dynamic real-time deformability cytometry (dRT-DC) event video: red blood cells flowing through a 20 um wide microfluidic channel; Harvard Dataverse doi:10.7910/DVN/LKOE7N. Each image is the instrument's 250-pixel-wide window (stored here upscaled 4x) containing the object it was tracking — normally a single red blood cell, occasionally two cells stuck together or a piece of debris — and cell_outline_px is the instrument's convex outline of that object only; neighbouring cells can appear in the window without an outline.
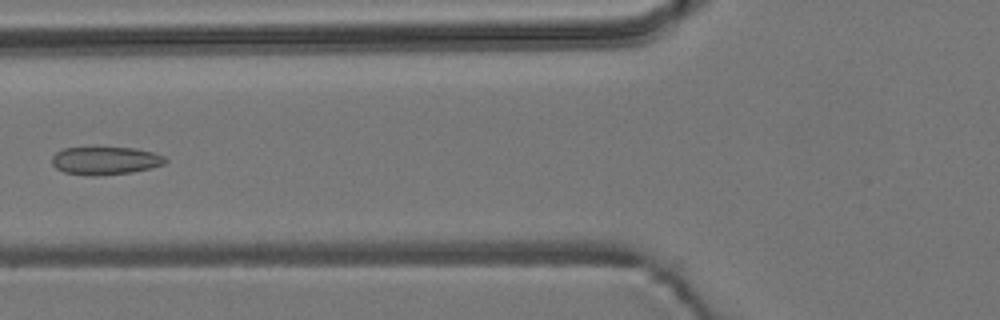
{"species": "common noctule bat (a hibernating species)", "species_latin": "Nyctalus noctula", "temperature_condition": "room temperature", "stored_images_in_passage": 6, "camera_frame_rate_fps": 3000, "um_per_image_px": 0.085, "animal": {"sex": "male", "body_mass_g": 19.2, "forearm_length_mm": 51.8}, "frame": {"image": 1, "passage_image": 6, "time_ms": 5.667, "image_size_px": [1000, 320], "cell_outline_px": [[168, 160], [164, 164], [152, 168], [132, 172], [96, 176], [88, 176], [64, 172], [56, 168], [52, 164], [52, 156], [56, 152], [64, 148], [92, 144], [136, 148], [152, 152], [164, 156]], "centroid_in_image_um": [8.92, 13.6], "position_along_channel_um": 116.9, "area_um2": 19.54}}